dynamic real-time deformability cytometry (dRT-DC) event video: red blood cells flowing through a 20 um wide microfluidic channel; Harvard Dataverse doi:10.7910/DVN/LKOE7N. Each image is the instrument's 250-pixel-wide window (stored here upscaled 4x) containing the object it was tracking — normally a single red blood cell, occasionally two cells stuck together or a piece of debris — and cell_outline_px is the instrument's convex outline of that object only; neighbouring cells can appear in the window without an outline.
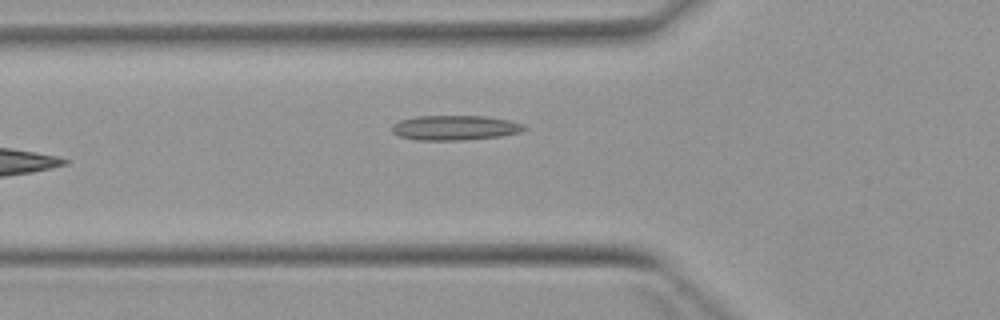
{"species": "Egyptian fruit bat (a non-hibernating species)", "species_latin": "Rousettus aegyptiacus", "temperature_condition": "warm", "stored_images_in_passage": 4, "camera_frame_rate_fps": 3000, "um_per_image_px": 0.085, "animal": {"sex": "female"}, "frame": {"image": 1, "passage_image": 4, "time_ms": 4.0, "image_size_px": [1000, 320], "cell_outline_px": [[528, 128], [520, 132], [500, 136], [464, 140], [416, 140], [396, 136], [392, 132], [392, 124], [400, 120], [416, 116], [484, 116], [508, 120], [524, 124]], "centroid_in_image_um": [38.63, 10.86], "position_along_channel_um": 87.2, "area_um2": 19.25}}